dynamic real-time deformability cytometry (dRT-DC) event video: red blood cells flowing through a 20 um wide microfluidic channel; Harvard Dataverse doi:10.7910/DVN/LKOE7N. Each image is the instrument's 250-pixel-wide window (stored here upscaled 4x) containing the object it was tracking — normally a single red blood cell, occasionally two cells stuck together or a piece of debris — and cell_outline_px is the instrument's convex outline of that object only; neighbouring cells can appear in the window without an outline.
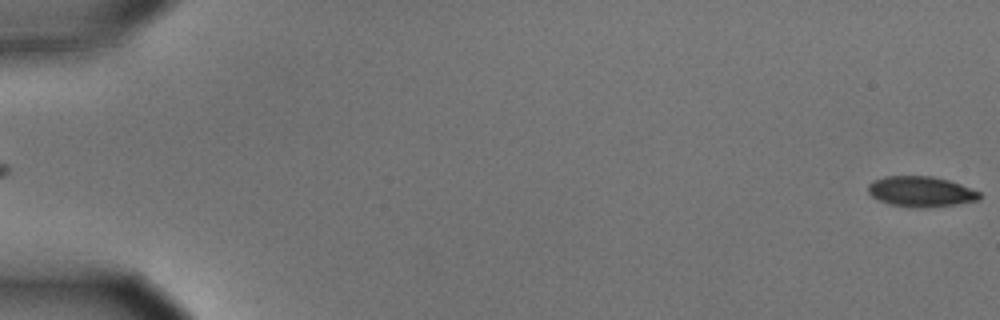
{"species": "common noctule bat (a hibernating species)", "species_latin": "Nyctalus noctula", "temperature_condition": "cold", "stored_images_in_passage": 6, "segment_of_instrument_passage": [2, 2], "camera_frame_rate_fps": 3000, "um_per_image_px": 0.085, "animal": {"sex": "male", "body_mass_g": 15.6}, "frame": {"image": 1, "passage_image": 6, "time_ms": 1.667, "image_size_px": [1000, 320], "cell_outline_px": [[980, 200], [956, 204], [924, 208], [912, 208], [888, 204], [872, 196], [868, 192], [868, 184], [872, 180], [884, 176], [932, 176], [948, 180], [960, 184], [980, 192]], "centroid_in_image_um": [78.25, 16.29], "position_along_channel_um": 6.7, "area_um2": 19.88}}